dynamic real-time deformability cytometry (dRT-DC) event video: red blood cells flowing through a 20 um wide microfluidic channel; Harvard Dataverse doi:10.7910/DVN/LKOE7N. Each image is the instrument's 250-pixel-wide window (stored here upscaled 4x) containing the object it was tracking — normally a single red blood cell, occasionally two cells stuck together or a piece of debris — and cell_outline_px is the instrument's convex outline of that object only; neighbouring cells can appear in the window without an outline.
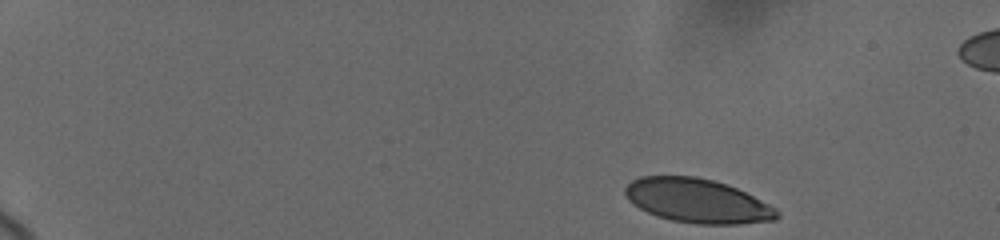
{"species": "human", "species_latin": "Homo sapiens", "temperature_condition": "cold", "stored_images_in_passage": 26, "camera_frame_rate_fps": 3000, "um_per_image_px": 0.085, "donor": {"sex": "female"}, "frame": {"image": 1, "passage_image": 1, "time_ms": 0.0, "image_size_px": [1000, 240], "cell_outline_px": [[780, 216], [776, 220], [740, 224], [696, 224], [672, 220], [656, 216], [640, 208], [628, 200], [624, 192], [624, 188], [632, 180], [640, 176], [696, 176], [712, 180], [736, 188], [776, 208], [780, 212]], "centroid_in_image_um": [59.27, 17.08], "position_along_channel_um": 25.7, "area_um2": 38.9}}
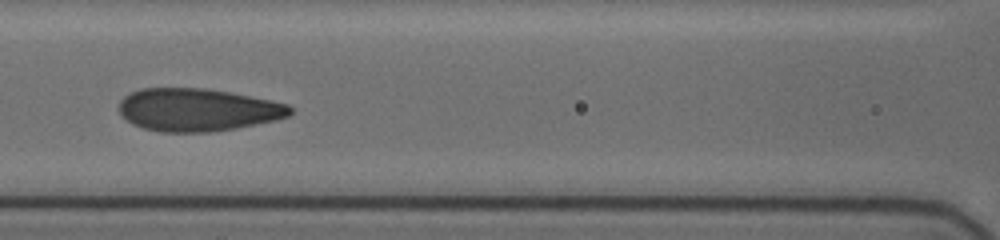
{"frame": {"image": 2, "passage_image": 18, "time_ms": 7.0, "image_size_px": [1000, 240], "cell_outline_px": [[292, 112], [288, 116], [276, 120], [236, 128], [208, 132], [160, 132], [144, 128], [132, 124], [120, 116], [120, 100], [124, 96], [140, 88], [204, 88], [228, 92], [288, 104], [292, 108]], "centroid_in_image_um": [16.76, 9.34], "position_along_channel_um": 149.8, "area_um2": 42.48}}
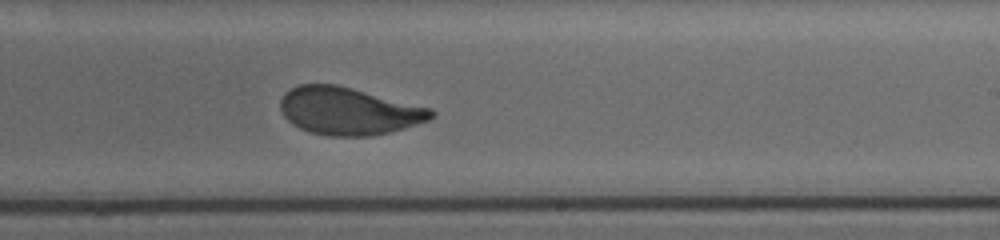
{"frame": {"image": 3, "passage_image": 26, "time_ms": 10.0, "image_size_px": [1000, 240], "cell_outline_px": [[436, 116], [428, 120], [404, 128], [372, 136], [328, 136], [312, 132], [300, 128], [292, 124], [284, 116], [280, 108], [280, 100], [284, 92], [300, 84], [336, 84], [432, 108], [436, 112]], "centroid_in_image_um": [29.63, 9.43], "position_along_channel_um": 259.4, "area_um2": 41.73}}